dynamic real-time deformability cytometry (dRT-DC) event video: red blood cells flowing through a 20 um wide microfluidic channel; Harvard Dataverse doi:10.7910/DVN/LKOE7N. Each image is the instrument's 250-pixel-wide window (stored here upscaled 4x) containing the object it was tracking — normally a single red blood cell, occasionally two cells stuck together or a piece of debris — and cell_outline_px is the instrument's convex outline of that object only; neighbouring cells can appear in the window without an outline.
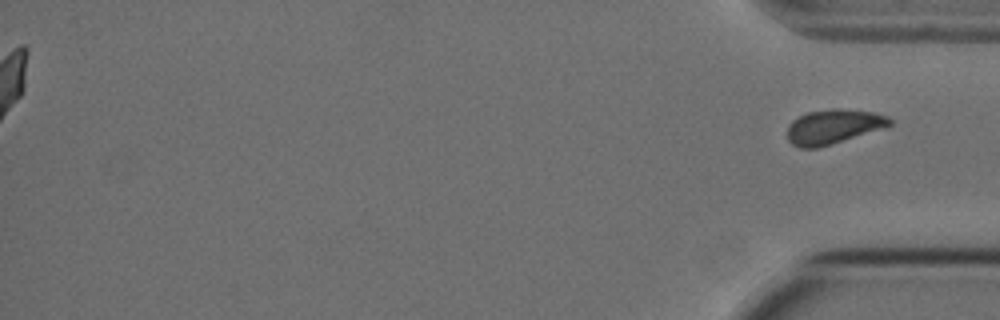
{"species": "Egyptian fruit bat (a non-hibernating species)", "species_latin": "Rousettus aegyptiacus", "temperature_condition": "cold", "stored_images_in_passage": 58, "segment_of_instrument_passage": [2, 2], "camera_frame_rate_fps": 3000, "um_per_image_px": 0.085, "animal": {"sex": "female"}, "frame": {"image": 1, "passage_image": 58, "time_ms": 19.0, "image_size_px": [1000, 320], "cell_outline_px": [[892, 124], [832, 144], [816, 148], [800, 148], [792, 144], [788, 140], [788, 124], [792, 120], [808, 112], [832, 108], [840, 108], [872, 112], [888, 116], [892, 120]], "centroid_in_image_um": [70.79, 10.75], "position_along_channel_um": 364.4, "area_um2": 20.35}}